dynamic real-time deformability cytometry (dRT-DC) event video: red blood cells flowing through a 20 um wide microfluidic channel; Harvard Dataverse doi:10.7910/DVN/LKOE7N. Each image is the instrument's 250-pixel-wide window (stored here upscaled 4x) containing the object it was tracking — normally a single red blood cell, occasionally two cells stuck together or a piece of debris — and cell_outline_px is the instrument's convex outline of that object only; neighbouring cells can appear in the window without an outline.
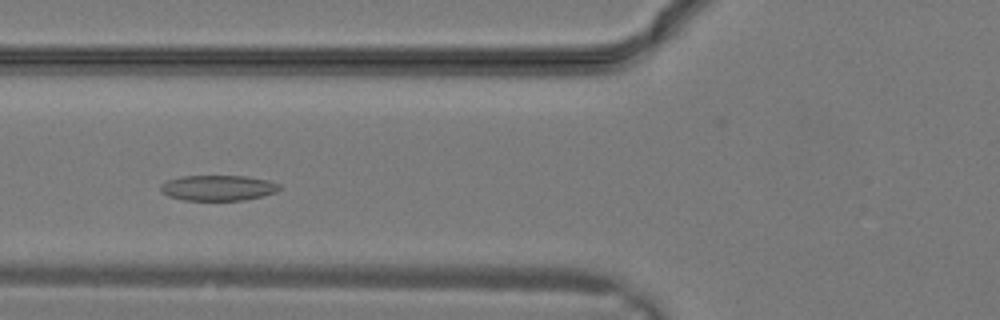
{"species": "common noctule bat (a hibernating species)", "species_latin": "Nyctalus noctula", "temperature_condition": "warm", "stored_images_in_passage": 12, "camera_frame_rate_fps": 3000, "um_per_image_px": 0.085, "animal": {"sex": "male", "body_mass_g": 19.2, "forearm_length_mm": 51.8}, "frame": {"image": 1, "passage_image": 5, "time_ms": 1.333, "image_size_px": [1000, 320], "cell_outline_px": [[280, 188], [276, 192], [244, 200], [184, 200], [168, 196], [160, 192], [160, 184], [168, 180], [180, 176], [244, 176], [268, 180], [280, 184]], "centroid_in_image_um": [18.49, 15.97], "position_along_channel_um": 107.3, "area_um2": 17.63}}
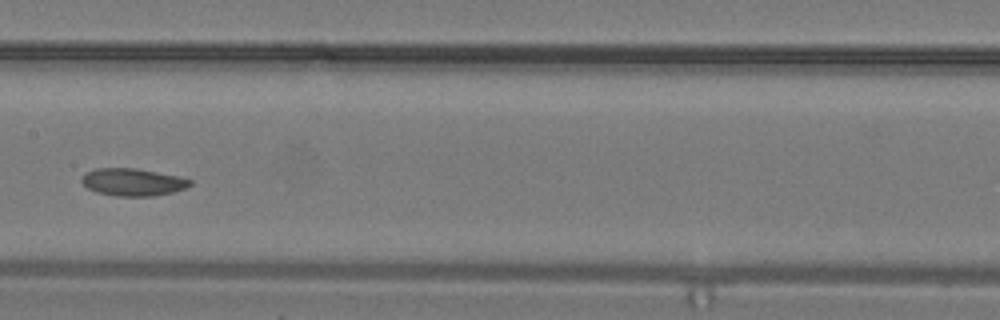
{"frame": {"image": 2, "passage_image": 9, "time_ms": 2.667, "image_size_px": [1000, 320], "cell_outline_px": [[192, 184], [184, 188], [172, 192], [152, 196], [116, 196], [96, 192], [88, 188], [80, 180], [84, 172], [96, 168], [136, 168], [180, 176], [192, 180]], "centroid_in_image_um": [11.27, 15.47], "position_along_channel_um": 196.1, "area_um2": 17.4}}
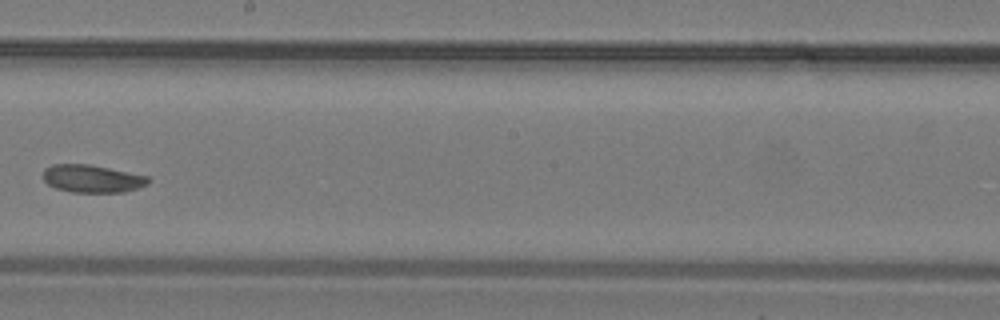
{"frame": {"image": 3, "passage_image": 11, "time_ms": 3.333, "image_size_px": [1000, 320], "cell_outline_px": [[152, 180], [148, 184], [124, 192], [72, 192], [56, 188], [48, 184], [44, 180], [44, 168], [52, 164], [88, 164], [148, 176]], "centroid_in_image_um": [7.84, 15.18], "position_along_channel_um": 240.4, "area_um2": 16.88}}